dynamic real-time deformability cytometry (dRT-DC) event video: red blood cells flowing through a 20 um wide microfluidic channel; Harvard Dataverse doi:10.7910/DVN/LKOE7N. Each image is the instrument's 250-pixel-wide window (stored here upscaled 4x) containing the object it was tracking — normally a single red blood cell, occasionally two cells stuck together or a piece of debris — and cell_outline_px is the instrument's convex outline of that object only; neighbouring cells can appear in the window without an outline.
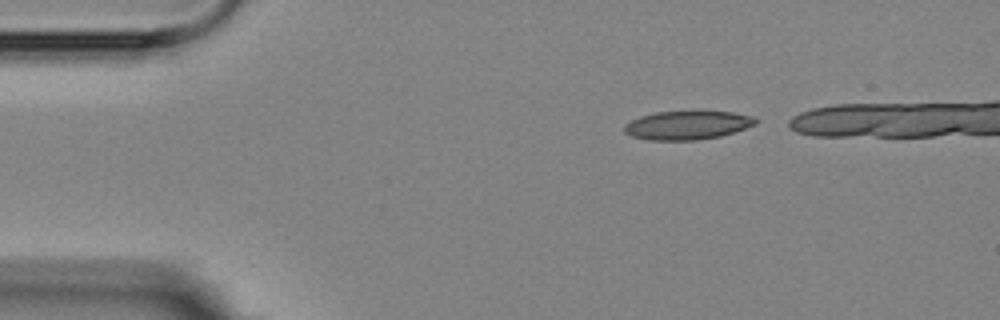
{"species": "Egyptian fruit bat (a non-hibernating species)", "species_latin": "Rousettus aegyptiacus", "temperature_condition": "room temperature", "stored_images_in_passage": 4, "camera_frame_rate_fps": 3000, "um_per_image_px": 0.085, "animal": {"sex": "female"}, "frame": {"image": 1, "passage_image": 1, "time_ms": 0.0, "image_size_px": [1000, 320], "cell_outline_px": [[756, 124], [720, 136], [696, 140], [648, 140], [632, 136], [624, 132], [624, 124], [640, 116], [656, 112], [732, 112], [752, 116], [756, 120]], "centroid_in_image_um": [58.37, 10.65], "position_along_channel_um": 26.6, "area_um2": 21.56}}